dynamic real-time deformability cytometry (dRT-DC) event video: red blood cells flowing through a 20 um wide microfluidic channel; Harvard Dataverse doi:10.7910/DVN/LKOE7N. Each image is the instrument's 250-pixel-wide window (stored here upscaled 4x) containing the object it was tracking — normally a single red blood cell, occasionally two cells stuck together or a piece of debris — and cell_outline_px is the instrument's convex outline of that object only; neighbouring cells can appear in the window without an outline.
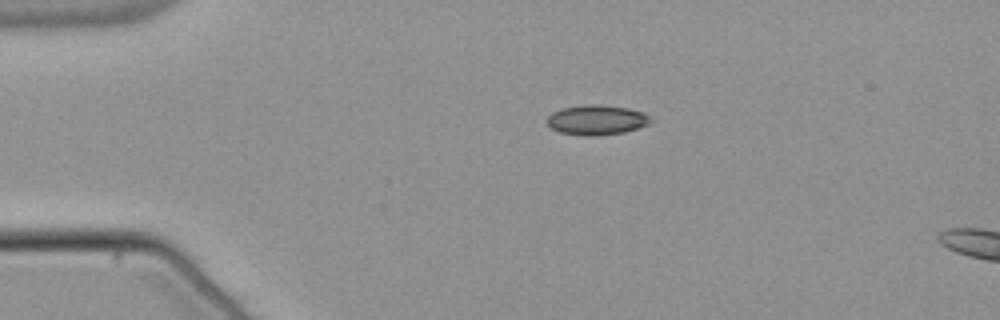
{"species": "common noctule bat (a hibernating species)", "species_latin": "Nyctalus noctula", "temperature_condition": "warm", "stored_images_in_passage": 5, "camera_frame_rate_fps": 3000, "um_per_image_px": 0.085, "animal": {"sex": "male", "body_mass_g": 21.5, "forearm_length_mm": 52.0}, "frame": {"image": 1, "passage_image": 1, "time_ms": 0.0, "image_size_px": [1000, 320], "cell_outline_px": [[652, 120], [648, 124], [624, 132], [596, 136], [584, 136], [560, 132], [552, 128], [544, 120], [552, 112], [560, 108], [584, 104], [600, 104], [628, 108], [644, 112], [652, 116]], "centroid_in_image_um": [50.7, 10.18], "position_along_channel_um": 34.3, "area_um2": 18.32}}